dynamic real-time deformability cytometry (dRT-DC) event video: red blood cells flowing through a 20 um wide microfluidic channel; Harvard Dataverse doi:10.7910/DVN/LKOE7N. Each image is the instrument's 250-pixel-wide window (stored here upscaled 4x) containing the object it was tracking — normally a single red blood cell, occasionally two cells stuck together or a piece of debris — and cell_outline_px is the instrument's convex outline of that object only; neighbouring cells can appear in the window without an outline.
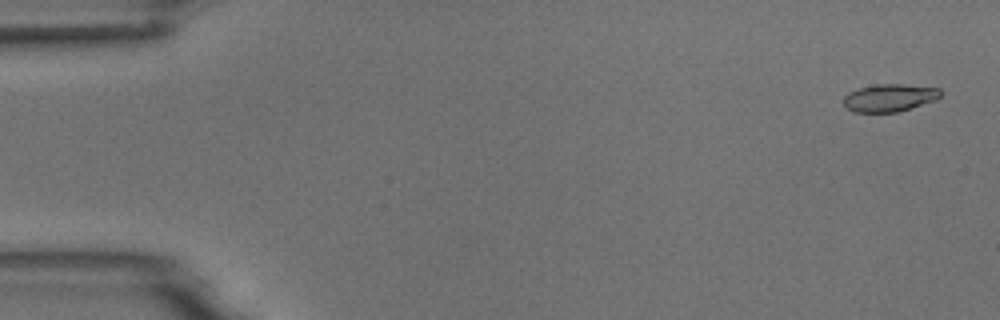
{"species": "common noctule bat (a hibernating species)", "species_latin": "Nyctalus noctula", "temperature_condition": "room temperature", "stored_images_in_passage": 5, "camera_frame_rate_fps": 3000, "um_per_image_px": 0.085, "animal": {"sex": "male", "body_mass_g": 18.8}, "frame": {"image": 1, "passage_image": 1, "time_ms": 0.0, "image_size_px": [1000, 320], "cell_outline_px": [[940, 96], [936, 100], [896, 112], [856, 112], [848, 108], [844, 104], [844, 96], [848, 92], [860, 88], [876, 84], [904, 84], [940, 88]], "centroid_in_image_um": [75.61, 8.3], "position_along_channel_um": 9.4, "area_um2": 15.43}}
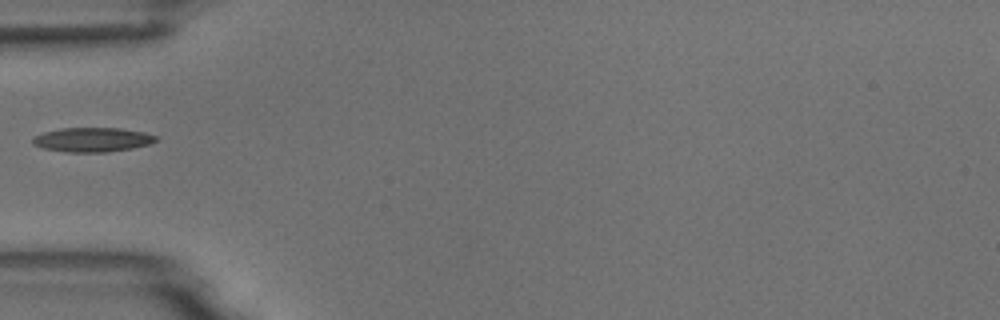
{"frame": {"image": 2, "passage_image": 5, "time_ms": 5.333, "image_size_px": [1000, 320], "cell_outline_px": [[160, 140], [148, 144], [132, 148], [108, 152], [64, 152], [40, 148], [32, 144], [32, 136], [44, 132], [60, 128], [120, 128], [144, 132], [156, 136]], "centroid_in_image_um": [7.81, 11.87], "position_along_channel_um": 77.2, "area_um2": 17.69}}